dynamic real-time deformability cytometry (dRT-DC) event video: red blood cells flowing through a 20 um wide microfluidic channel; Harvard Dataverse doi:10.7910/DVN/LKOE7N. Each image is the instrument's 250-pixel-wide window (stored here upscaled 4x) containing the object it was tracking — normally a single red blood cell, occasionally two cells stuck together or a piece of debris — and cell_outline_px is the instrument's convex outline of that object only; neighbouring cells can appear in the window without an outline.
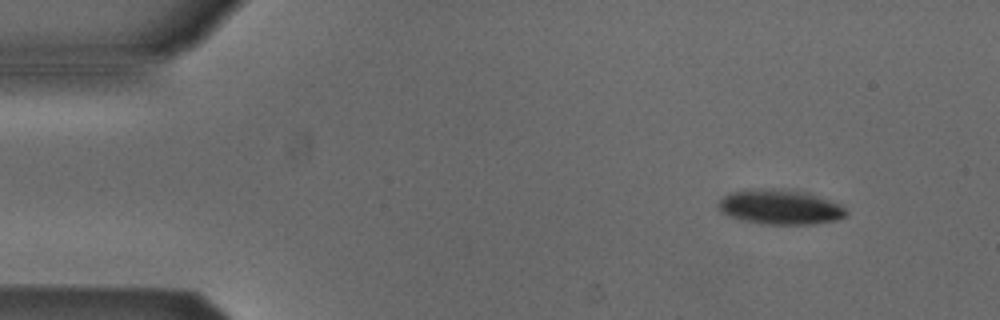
{"species": "Egyptian fruit bat (a non-hibernating species)", "species_latin": "Rousettus aegyptiacus", "temperature_condition": "cold", "stored_images_in_passage": 49, "camera_frame_rate_fps": 3000, "um_per_image_px": 0.085, "animal": {"sex": "male"}, "frame": {"image": 1, "passage_image": 1, "time_ms": 0.0, "image_size_px": [1000, 320], "cell_outline_px": [[848, 216], [836, 220], [816, 224], [760, 224], [740, 220], [728, 216], [720, 212], [716, 208], [716, 204], [728, 192], [744, 188], [772, 188], [804, 192], [840, 204], [848, 212]], "centroid_in_image_um": [66.22, 17.6], "position_along_channel_um": 18.8, "area_um2": 26.41}}
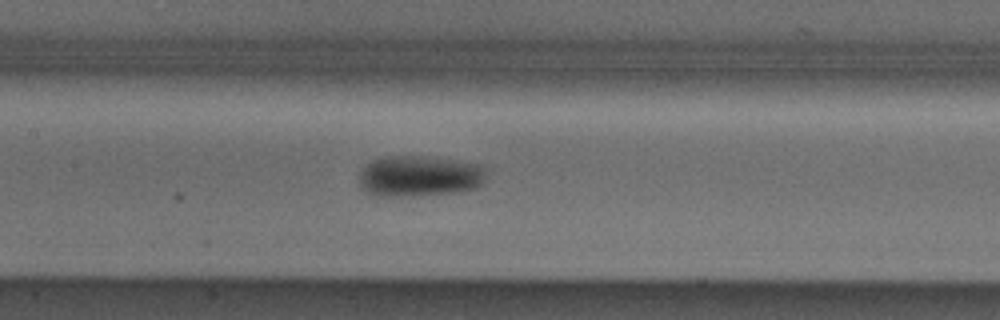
{"frame": {"image": 2, "passage_image": 20, "time_ms": 6.333, "image_size_px": [1000, 320], "cell_outline_px": [[484, 180], [476, 188], [460, 192], [412, 196], [376, 196], [364, 192], [360, 184], [360, 172], [372, 160], [384, 156], [424, 156], [456, 160], [480, 164], [484, 168]], "centroid_in_image_um": [35.63, 14.97], "position_along_channel_um": 171.8, "area_um2": 30.52}}
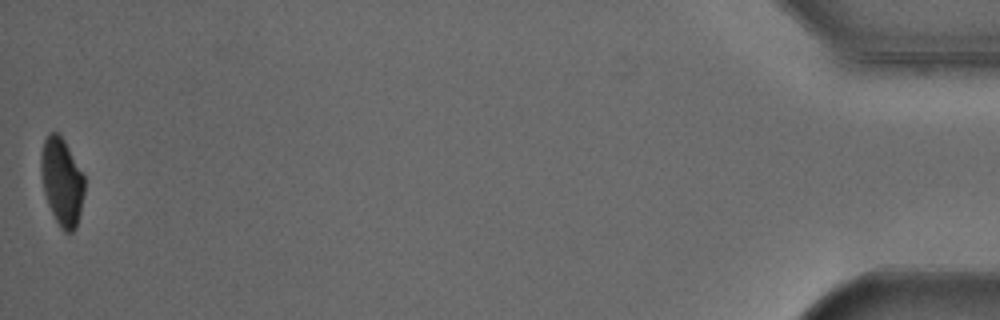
{"frame": {"image": 3, "passage_image": 48, "time_ms": 15.667, "image_size_px": [1000, 320], "cell_outline_px": [[84, 192], [80, 212], [76, 228], [72, 232], [64, 232], [60, 228], [48, 204], [44, 192], [40, 172], [40, 156], [44, 140], [48, 132], [56, 132], [64, 140], [84, 176]], "centroid_in_image_um": [5.24, 15.44], "position_along_channel_um": 430.0, "area_um2": 22.08}}